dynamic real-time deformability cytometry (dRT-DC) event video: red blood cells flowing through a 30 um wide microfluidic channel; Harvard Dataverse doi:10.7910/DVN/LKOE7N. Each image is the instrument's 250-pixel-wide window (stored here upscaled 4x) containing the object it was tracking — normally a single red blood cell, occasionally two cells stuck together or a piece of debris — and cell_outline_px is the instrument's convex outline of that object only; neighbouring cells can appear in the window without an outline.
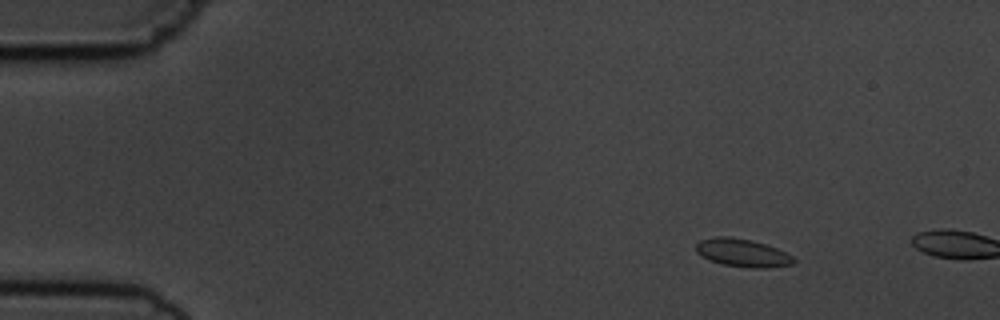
{"species": "common noctule bat (a hibernating species)", "species_latin": "Nyctalus noctula", "temperature_condition": "cold", "stored_images_in_passage": 2, "camera_frame_rate_fps": 3000, "um_per_image_px": 0.085, "animal": {"sex": "male", "body_mass_g": 19.5, "forearm_length_mm": 54.6}, "frame": {"image": 1, "passage_image": 1, "time_ms": 0.0, "image_size_px": [1000, 320], "cell_outline_px": [[796, 260], [792, 264], [764, 268], [752, 268], [724, 264], [708, 260], [700, 256], [696, 252], [696, 244], [700, 240], [716, 236], [732, 236], [752, 240], [776, 248], [792, 256]], "centroid_in_image_um": [63.06, 21.48], "position_along_channel_um": 21.9, "area_um2": 15.9}}